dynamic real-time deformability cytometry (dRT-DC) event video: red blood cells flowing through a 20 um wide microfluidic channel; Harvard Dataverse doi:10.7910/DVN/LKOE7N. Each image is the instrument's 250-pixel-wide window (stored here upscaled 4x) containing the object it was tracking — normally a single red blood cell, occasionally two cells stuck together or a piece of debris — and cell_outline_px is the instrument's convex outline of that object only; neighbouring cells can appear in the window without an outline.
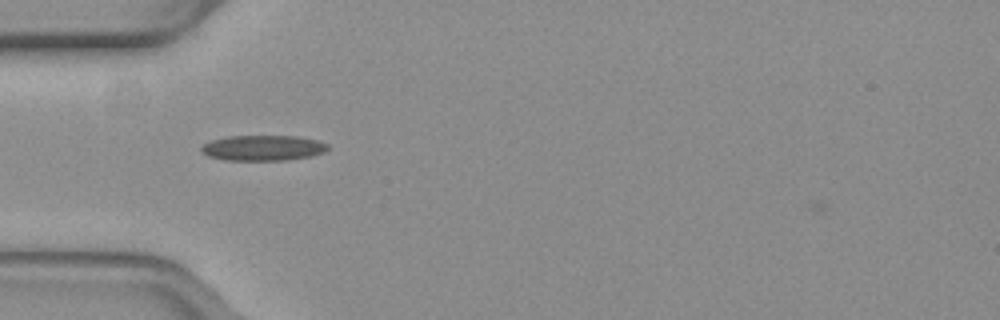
{"species": "common noctule bat (a hibernating species)", "species_latin": "Nyctalus noctula", "temperature_condition": "warm", "stored_images_in_passage": 40, "camera_frame_rate_fps": 3000, "um_per_image_px": 0.085, "animal": {"sex": "female", "body_mass_g": 19.3, "forearm_length_mm": 54.1}, "frame": {"image": 1, "passage_image": 4, "time_ms": 1.0, "image_size_px": [1000, 320], "cell_outline_px": [[328, 148], [324, 152], [312, 156], [288, 160], [224, 160], [208, 156], [200, 148], [204, 144], [212, 140], [228, 136], [296, 136], [316, 140], [328, 144]], "centroid_in_image_um": [22.37, 12.58], "position_along_channel_um": 62.6, "area_um2": 18.67}}
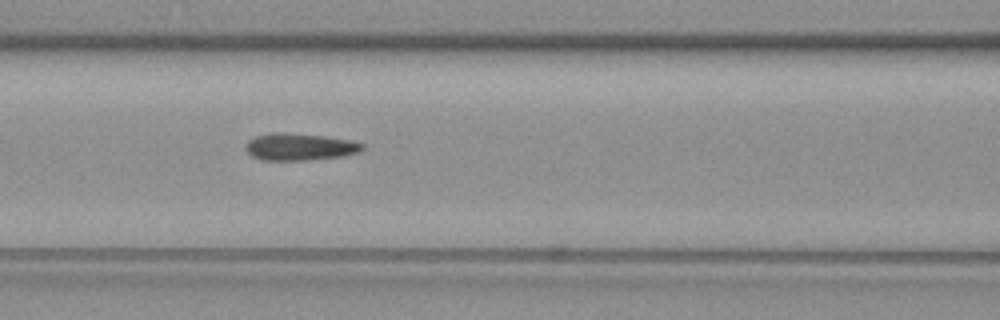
{"frame": {"image": 2, "passage_image": 10, "time_ms": 3.0, "image_size_px": [1000, 320], "cell_outline_px": [[364, 148], [360, 152], [344, 156], [304, 160], [264, 160], [252, 156], [244, 148], [244, 144], [248, 140], [256, 136], [272, 132], [284, 132], [324, 136], [352, 140], [364, 144]], "centroid_in_image_um": [25.47, 12.47], "position_along_channel_um": 141.1, "area_um2": 18.55}}
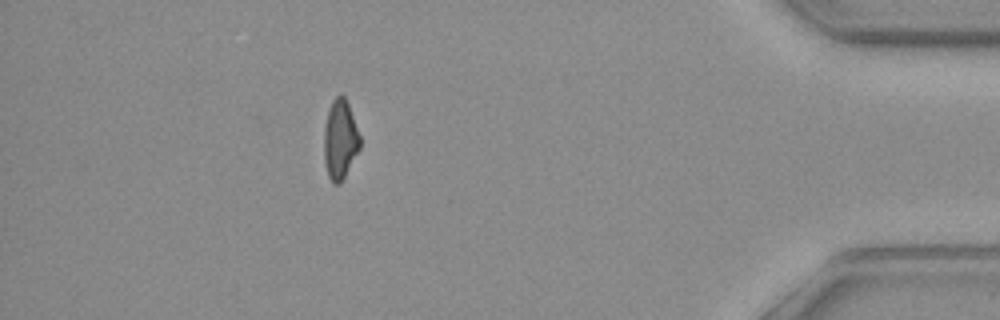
{"frame": {"image": 3, "passage_image": 34, "time_ms": 11.0, "image_size_px": [1000, 320], "cell_outline_px": [[360, 148], [340, 184], [332, 184], [328, 176], [324, 160], [324, 128], [328, 112], [332, 100], [336, 96], [344, 96], [348, 104], [360, 136]], "centroid_in_image_um": [28.9, 11.89], "position_along_channel_um": 406.3, "area_um2": 16.47}, "authors_computed_cell_mechanics": {"area_um2": 17.6868, "velocity_mm_per_s": 3.9735, "shape_relaxation_time_tau1_ms": null, "shape_relaxation_time_tau2_ms": 2.3267, "deformation_change_tau1": null, "deformation_change_tau2": 0.111}}